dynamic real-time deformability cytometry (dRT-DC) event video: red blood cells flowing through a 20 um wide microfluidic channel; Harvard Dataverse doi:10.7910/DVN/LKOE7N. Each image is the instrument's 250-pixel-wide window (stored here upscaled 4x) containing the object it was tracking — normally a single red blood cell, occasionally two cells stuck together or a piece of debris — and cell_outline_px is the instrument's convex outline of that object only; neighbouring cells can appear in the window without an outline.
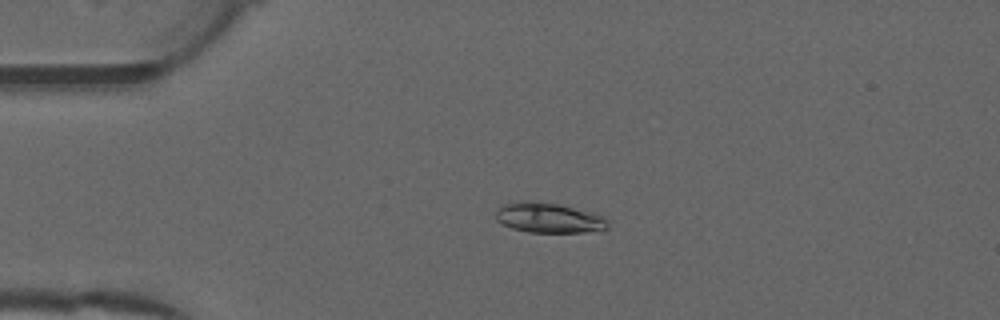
{"species": "common noctule bat (a hibernating species)", "species_latin": "Nyctalus noctula", "temperature_condition": "warm", "stored_images_in_passage": 52, "camera_frame_rate_fps": 3000, "um_per_image_px": 0.085, "animal": {"sex": "male", "forearm_length_mm": 52.5}, "frame": {"image": 1, "passage_image": 12, "time_ms": 3.667, "image_size_px": [1000, 320], "cell_outline_px": [[608, 228], [584, 232], [528, 232], [512, 228], [496, 220], [496, 212], [500, 204], [524, 200], [532, 200], [560, 204], [604, 216], [608, 220]], "centroid_in_image_um": [46.61, 18.49], "position_along_channel_um": 38.4, "area_um2": 19.71}}
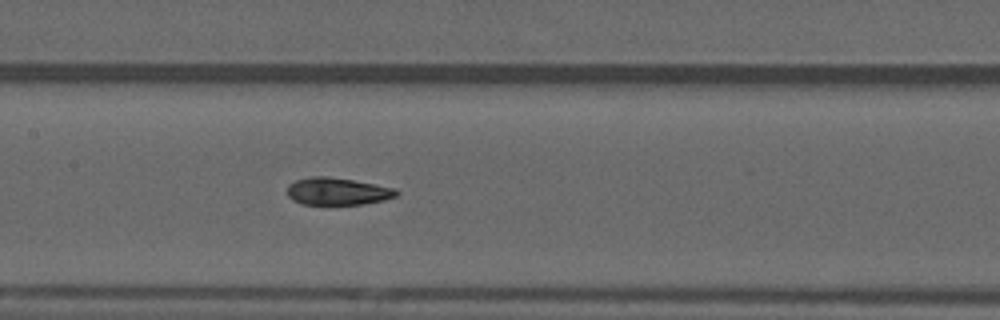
{"frame": {"image": 2, "passage_image": 25, "time_ms": 8.0, "image_size_px": [1000, 320], "cell_outline_px": [[400, 192], [396, 196], [384, 200], [364, 204], [300, 204], [292, 200], [288, 196], [288, 184], [296, 180], [312, 176], [328, 176], [352, 180], [396, 188]], "centroid_in_image_um": [28.68, 16.26], "position_along_channel_um": 178.7, "area_um2": 17.4}}
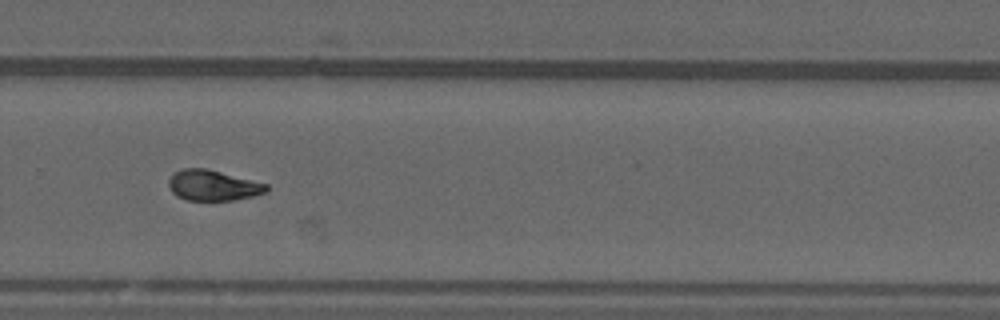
{"frame": {"image": 3, "passage_image": 35, "time_ms": 11.333, "image_size_px": [1000, 320], "cell_outline_px": [[268, 192], [252, 196], [232, 200], [188, 200], [176, 196], [172, 192], [168, 184], [168, 180], [176, 172], [184, 168], [208, 168], [268, 184]], "centroid_in_image_um": [18.12, 15.75], "position_along_channel_um": 311.7, "area_um2": 17.4}}